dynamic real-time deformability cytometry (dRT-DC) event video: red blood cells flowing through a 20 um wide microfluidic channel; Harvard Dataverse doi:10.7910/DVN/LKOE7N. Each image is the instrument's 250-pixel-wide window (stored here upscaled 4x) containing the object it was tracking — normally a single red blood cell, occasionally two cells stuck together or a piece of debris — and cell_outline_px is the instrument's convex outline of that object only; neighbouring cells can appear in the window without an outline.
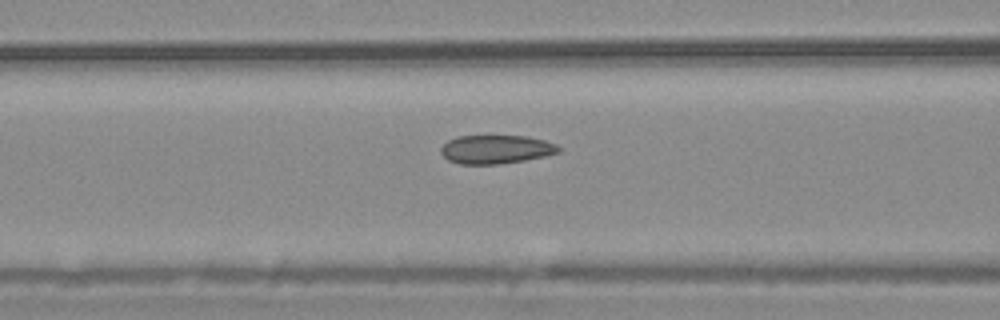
{"species": "common noctule bat (a hibernating species)", "species_latin": "Nyctalus noctula", "temperature_condition": "warm", "stored_images_in_passage": 54, "camera_frame_rate_fps": 3000, "um_per_image_px": 0.085, "animal": {"sex": "male", "body_mass_g": 20.4}, "frame": {"image": 1, "passage_image": 22, "time_ms": 7.0, "image_size_px": [1000, 320], "cell_outline_px": [[560, 152], [544, 156], [524, 160], [500, 164], [460, 164], [448, 160], [440, 152], [440, 148], [448, 140], [456, 136], [528, 136], [544, 140], [556, 144], [560, 148]], "centroid_in_image_um": [42.14, 12.69], "position_along_channel_um": 124.5, "area_um2": 19.65}}
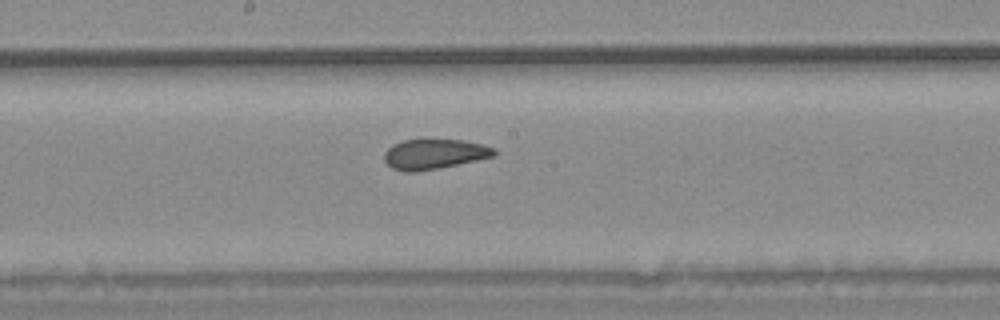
{"frame": {"image": 2, "passage_image": 29, "time_ms": 9.333, "image_size_px": [1000, 320], "cell_outline_px": [[496, 156], [440, 168], [416, 172], [404, 172], [392, 168], [384, 160], [384, 152], [392, 144], [404, 140], [464, 140], [496, 148]], "centroid_in_image_um": [36.91, 13.11], "position_along_channel_um": 211.3, "area_um2": 19.31}}
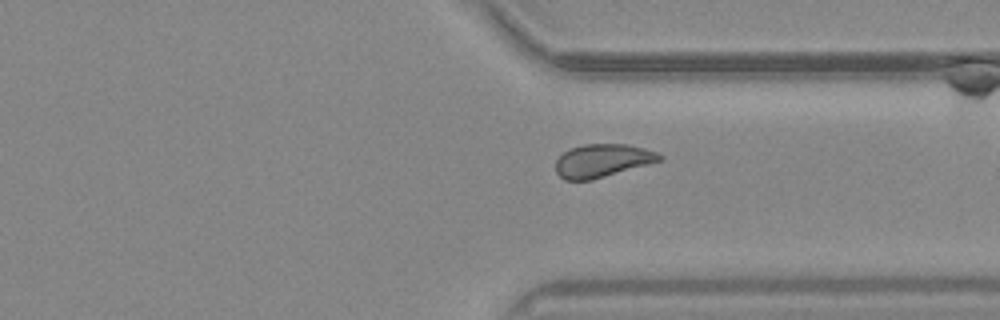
{"frame": {"image": 3, "passage_image": 41, "time_ms": 13.333, "image_size_px": [1000, 320], "cell_outline_px": [[664, 156], [660, 160], [648, 164], [592, 180], [564, 180], [556, 172], [556, 160], [568, 148], [584, 144], [628, 144], [644, 148], [656, 152]], "centroid_in_image_um": [51.18, 13.65], "position_along_channel_um": 360.2, "area_um2": 20.0}, "authors_computed_cell_mechanics": {"area_um2": 21.0103, "velocity_mm_per_s": 3.7214, "shape_relaxation_time_tau1_ms": null, "shape_relaxation_time_tau2_ms": 1.4946, "deformation_change_tau1": null, "deformation_change_tau2": 0.0689}}